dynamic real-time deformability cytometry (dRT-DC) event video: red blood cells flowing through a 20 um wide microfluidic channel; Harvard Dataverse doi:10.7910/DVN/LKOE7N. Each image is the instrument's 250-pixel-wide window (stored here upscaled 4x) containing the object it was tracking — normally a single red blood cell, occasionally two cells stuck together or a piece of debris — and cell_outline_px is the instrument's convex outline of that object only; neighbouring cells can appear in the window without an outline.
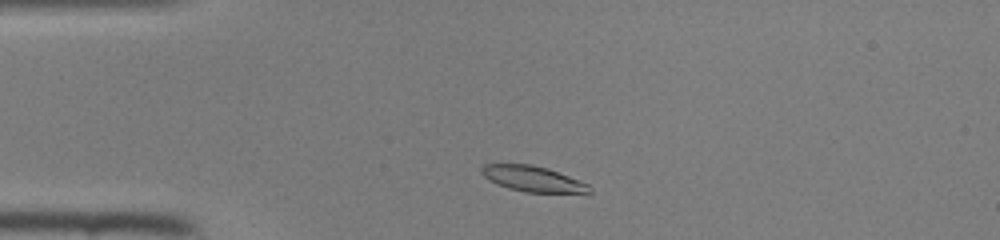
{"species": "common noctule bat (a hibernating species)", "species_latin": "Nyctalus noctula", "temperature_condition": "room temperature", "stored_images_in_passage": 39, "camera_frame_rate_fps": 3000, "um_per_image_px": 0.085, "animal": {"sex": "female", "body_mass_g": 22.0, "forearm_length_mm": 56.7}, "frame": {"image": 1, "passage_image": 3, "time_ms": 0.667, "image_size_px": [1000, 240], "cell_outline_px": [[592, 192], [588, 196], [524, 192], [508, 188], [496, 184], [484, 176], [480, 172], [480, 168], [484, 164], [532, 164], [548, 168], [588, 184], [592, 188]], "centroid_in_image_um": [45.42, 15.26], "position_along_channel_um": 39.6, "area_um2": 16.94}}
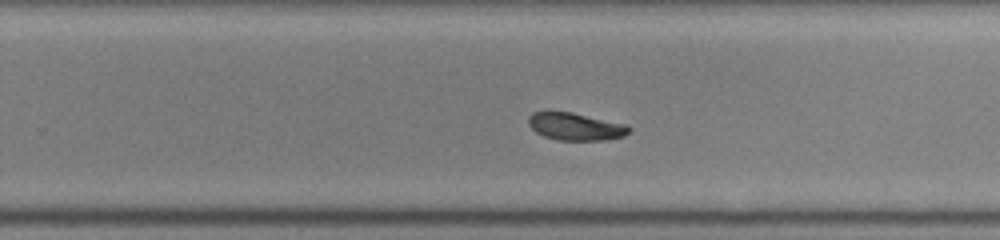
{"frame": {"image": 2, "passage_image": 22, "time_ms": 7.0, "image_size_px": [1000, 240], "cell_outline_px": [[632, 128], [624, 136], [608, 140], [556, 140], [544, 136], [536, 132], [528, 124], [528, 116], [532, 112], [572, 112], [628, 124]], "centroid_in_image_um": [48.95, 10.76], "position_along_channel_um": 280.8, "area_um2": 16.24}}
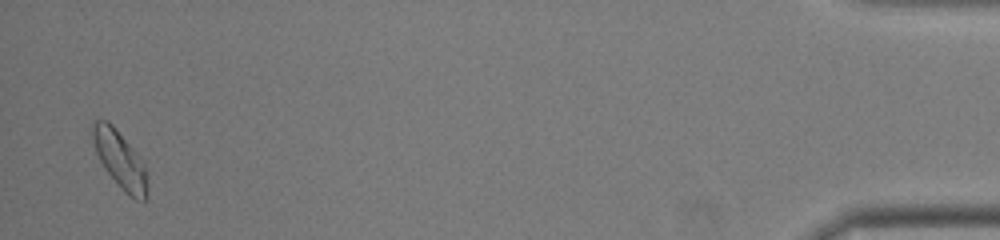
{"frame": {"image": 3, "passage_image": 38, "time_ms": 12.333, "image_size_px": [1000, 240], "cell_outline_px": [[148, 200], [136, 200], [124, 192], [104, 168], [96, 152], [92, 136], [92, 124], [96, 120], [108, 120], [116, 128], [132, 148], [144, 164], [148, 184]], "centroid_in_image_um": [10.21, 13.6], "position_along_channel_um": 425.0, "area_um2": 18.15}}